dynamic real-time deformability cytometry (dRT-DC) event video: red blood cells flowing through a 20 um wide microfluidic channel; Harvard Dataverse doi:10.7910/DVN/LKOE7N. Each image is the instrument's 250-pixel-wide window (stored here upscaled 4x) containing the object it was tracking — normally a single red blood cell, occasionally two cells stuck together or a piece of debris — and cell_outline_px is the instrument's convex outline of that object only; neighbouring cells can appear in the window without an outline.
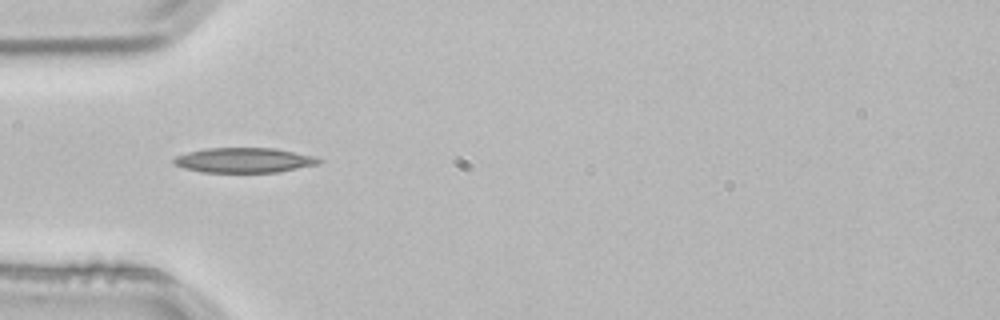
{"species": "common noctule bat (a hibernating species)", "species_latin": "Nyctalus noctula", "temperature_condition": "room temperature", "stored_images_in_passage": 4, "camera_frame_rate_fps": 3000, "um_per_image_px": 0.085, "animal": {"sex": "male", "body_mass_g": 21.5, "forearm_length_mm": 52.0}, "frame": {"image": 1, "passage_image": 4, "time_ms": 1.0, "image_size_px": [1000, 320], "cell_outline_px": [[324, 160], [320, 164], [280, 172], [200, 172], [184, 168], [172, 164], [172, 160], [176, 156], [188, 152], [208, 148], [276, 148], [316, 156]], "centroid_in_image_um": [20.79, 13.62], "position_along_channel_um": 64.2, "area_um2": 21.33}}